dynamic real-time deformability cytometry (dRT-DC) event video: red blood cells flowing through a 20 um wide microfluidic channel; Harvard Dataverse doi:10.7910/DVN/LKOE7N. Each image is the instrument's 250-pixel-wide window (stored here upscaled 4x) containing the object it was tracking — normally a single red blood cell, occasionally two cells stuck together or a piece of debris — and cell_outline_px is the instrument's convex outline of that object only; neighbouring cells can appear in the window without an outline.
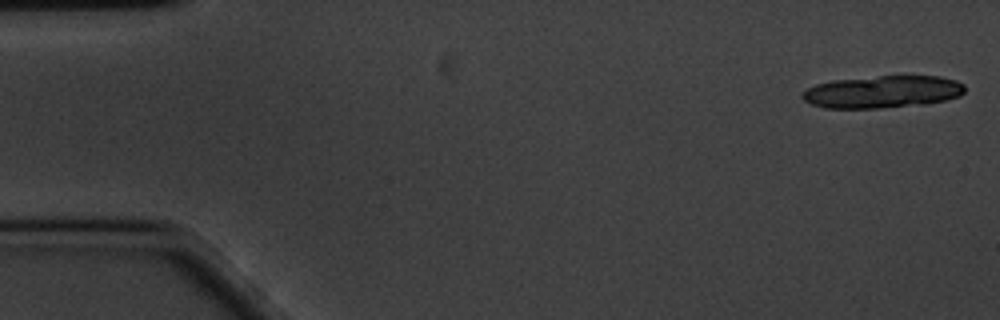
{"species": "common noctule bat (a hibernating species)", "species_latin": "Nyctalus noctula", "temperature_condition": "cold", "stored_images_in_passage": 10, "camera_frame_rate_fps": 3000, "um_per_image_px": 0.085, "animal": {"sex": "male", "body_mass_g": 20.1, "forearm_length_mm": 53.5}, "frame": {"image": 1, "passage_image": 1, "time_ms": 0.0, "image_size_px": [1000, 320], "cell_outline_px": [[964, 92], [960, 96], [944, 100], [924, 104], [880, 108], [824, 108], [812, 104], [804, 100], [800, 96], [808, 88], [816, 84], [832, 80], [880, 76], [940, 76], [956, 80], [964, 84]], "centroid_in_image_um": [75.02, 7.8], "position_along_channel_um": 10.0, "area_um2": 30.58}}